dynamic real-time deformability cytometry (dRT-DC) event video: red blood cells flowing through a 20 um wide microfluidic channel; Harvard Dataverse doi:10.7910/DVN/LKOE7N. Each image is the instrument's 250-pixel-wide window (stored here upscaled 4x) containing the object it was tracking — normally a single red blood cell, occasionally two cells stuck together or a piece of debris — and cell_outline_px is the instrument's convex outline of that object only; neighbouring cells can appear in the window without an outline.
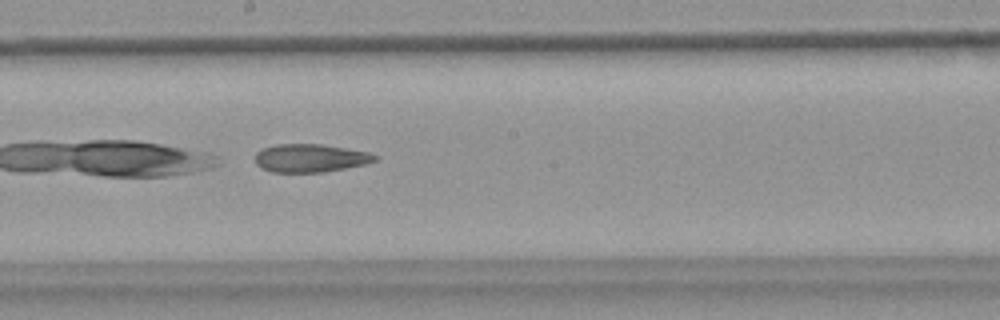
{"species": "common noctule bat (a hibernating species)", "species_latin": "Nyctalus noctula", "temperature_condition": "warm", "stored_images_in_passage": 22, "camera_frame_rate_fps": 3000, "um_per_image_px": 0.085, "animal": {"sex": "female", "body_mass_g": 18.4}, "frame": {"image": 1, "passage_image": 13, "time_ms": 4.0, "image_size_px": [1000, 320], "cell_outline_px": [[376, 160], [364, 164], [324, 172], [272, 172], [256, 164], [256, 152], [264, 148], [276, 144], [320, 144], [368, 152], [376, 156]], "centroid_in_image_um": [26.35, 13.43], "position_along_channel_um": 221.9, "area_um2": 19.31}}